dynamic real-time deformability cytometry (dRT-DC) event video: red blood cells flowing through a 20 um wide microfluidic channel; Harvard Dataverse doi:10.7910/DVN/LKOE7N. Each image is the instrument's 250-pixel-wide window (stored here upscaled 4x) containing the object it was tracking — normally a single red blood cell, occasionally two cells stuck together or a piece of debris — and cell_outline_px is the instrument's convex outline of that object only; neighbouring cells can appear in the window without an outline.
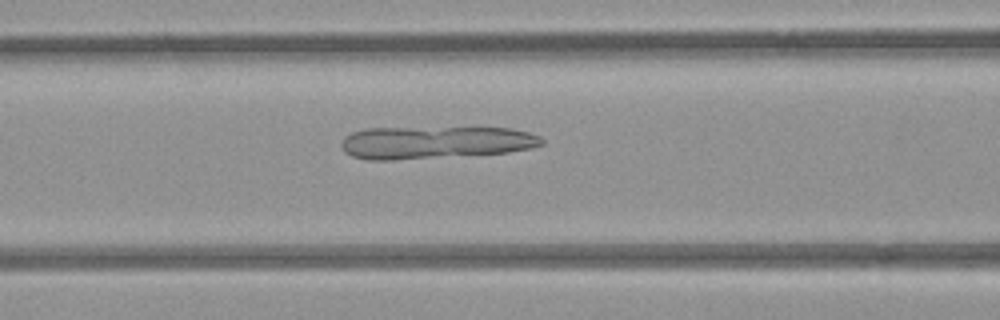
{"species": "common noctule bat (a hibernating species)", "species_latin": "Nyctalus noctula", "temperature_condition": "room temperature", "stored_images_in_passage": 41, "camera_frame_rate_fps": 3000, "um_per_image_px": 0.085, "animal": {"sex": "female", "body_mass_g": 21.9}, "frame": {"image": 1, "passage_image": 10, "time_ms": 3.0, "image_size_px": [1000, 320], "cell_outline_px": [[544, 144], [532, 148], [508, 152], [392, 160], [368, 160], [352, 156], [344, 152], [340, 144], [344, 136], [352, 132], [368, 128], [512, 128], [528, 132], [540, 136], [544, 140]], "centroid_in_image_um": [36.97, 12.1], "position_along_channel_um": 129.6, "area_um2": 37.97}}
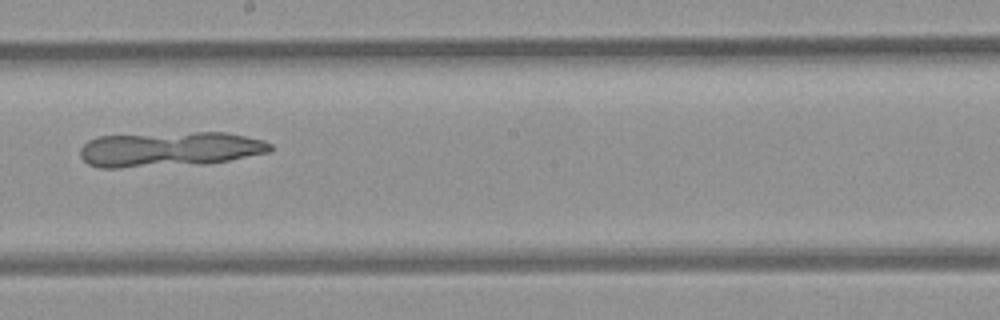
{"frame": {"image": 2, "passage_image": 18, "time_ms": 5.667, "image_size_px": [1000, 320], "cell_outline_px": [[272, 152], [208, 164], [120, 168], [100, 168], [88, 164], [80, 156], [80, 148], [88, 140], [100, 136], [196, 132], [228, 132], [264, 140], [272, 144]], "centroid_in_image_um": [14.45, 12.7], "position_along_channel_um": 233.8, "area_um2": 39.19}}
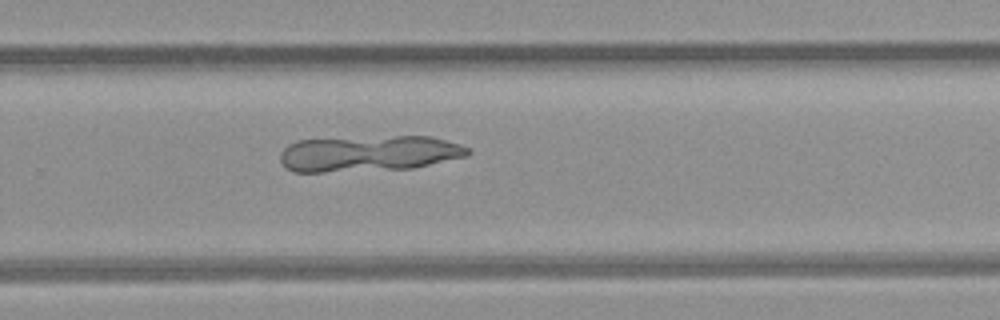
{"frame": {"image": 3, "passage_image": 23, "time_ms": 7.333, "image_size_px": [1000, 320], "cell_outline_px": [[472, 152], [468, 156], [412, 168], [324, 172], [292, 172], [284, 168], [280, 160], [280, 152], [288, 144], [296, 140], [396, 136], [432, 136], [460, 144], [468, 148]], "centroid_in_image_um": [31.32, 13.05], "position_along_channel_um": 298.5, "area_um2": 39.48}}